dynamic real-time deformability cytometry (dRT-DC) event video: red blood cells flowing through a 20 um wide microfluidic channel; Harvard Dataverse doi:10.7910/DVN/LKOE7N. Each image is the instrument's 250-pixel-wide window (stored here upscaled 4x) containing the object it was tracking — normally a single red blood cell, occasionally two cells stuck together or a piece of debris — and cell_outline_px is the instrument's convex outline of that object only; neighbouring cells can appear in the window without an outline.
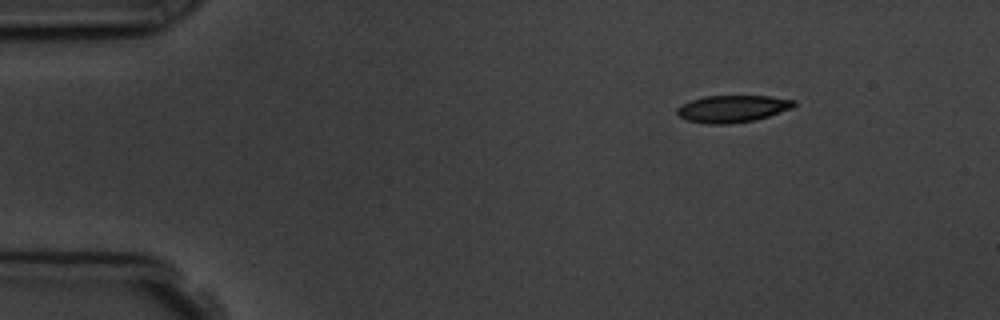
{"species": "common noctule bat (a hibernating species)", "species_latin": "Nyctalus noctula", "temperature_condition": "room temperature", "stored_images_in_passage": 3, "camera_frame_rate_fps": 3000, "um_per_image_px": 0.085, "animal": {"sex": "male", "body_mass_g": 19.5, "forearm_length_mm": 54.6}, "frame": {"image": 1, "passage_image": 1, "time_ms": 0.0, "image_size_px": [1000, 320], "cell_outline_px": [[796, 104], [792, 108], [768, 116], [752, 120], [728, 124], [708, 124], [688, 120], [680, 116], [676, 112], [676, 108], [692, 100], [704, 96], [768, 96], [796, 100]], "centroid_in_image_um": [62.27, 9.24], "position_along_channel_um": 22.7, "area_um2": 18.21}}